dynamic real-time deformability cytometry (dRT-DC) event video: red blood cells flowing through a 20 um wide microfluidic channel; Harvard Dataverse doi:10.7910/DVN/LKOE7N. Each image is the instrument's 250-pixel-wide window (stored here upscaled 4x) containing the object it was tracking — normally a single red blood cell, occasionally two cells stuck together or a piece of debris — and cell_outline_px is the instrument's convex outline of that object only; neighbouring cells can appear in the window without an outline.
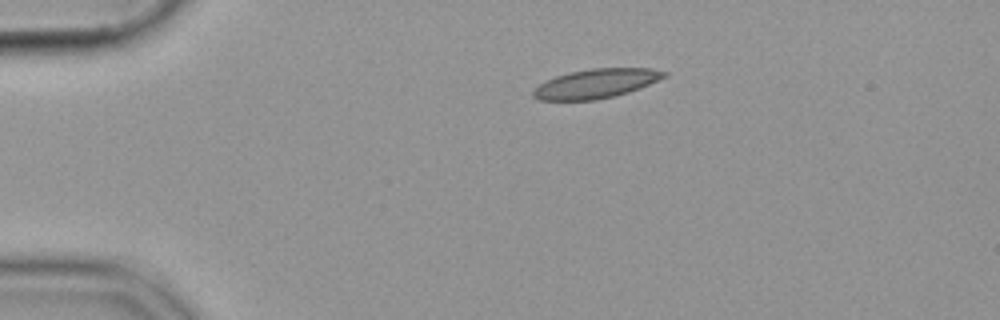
{"species": "common noctule bat (a hibernating species)", "species_latin": "Nyctalus noctula", "temperature_condition": "cold", "stored_images_in_passage": 45, "camera_frame_rate_fps": 3000, "um_per_image_px": 0.085, "animal": {"sex": "female", "body_mass_g": 19.9}, "frame": {"image": 1, "passage_image": 1, "time_ms": 0.0, "image_size_px": [1000, 320], "cell_outline_px": [[668, 76], [640, 88], [628, 92], [596, 100], [540, 100], [532, 96], [532, 92], [540, 84], [556, 76], [568, 72], [592, 68], [652, 68], [668, 72]], "centroid_in_image_um": [50.7, 7.09], "position_along_channel_um": 34.3, "area_um2": 22.25}}
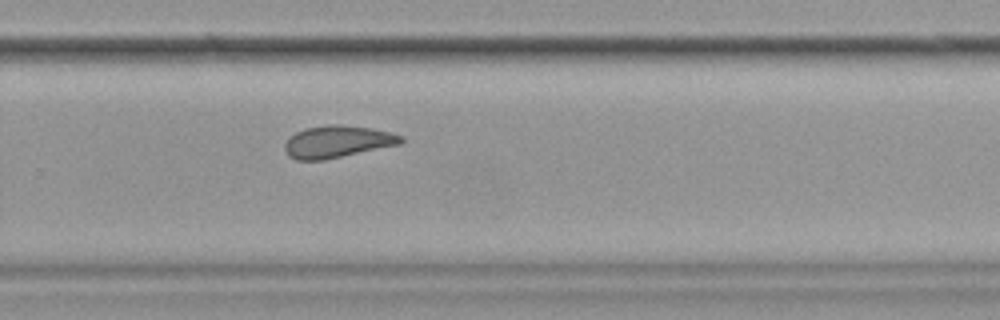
{"frame": {"image": 2, "passage_image": 27, "time_ms": 8.667, "image_size_px": [1000, 320], "cell_outline_px": [[404, 140], [400, 144], [324, 160], [296, 160], [288, 156], [284, 148], [284, 144], [296, 132], [304, 128], [328, 124], [340, 124], [368, 128], [392, 132], [404, 136]], "centroid_in_image_um": [28.68, 12.04], "position_along_channel_um": 301.1, "area_um2": 21.73}}
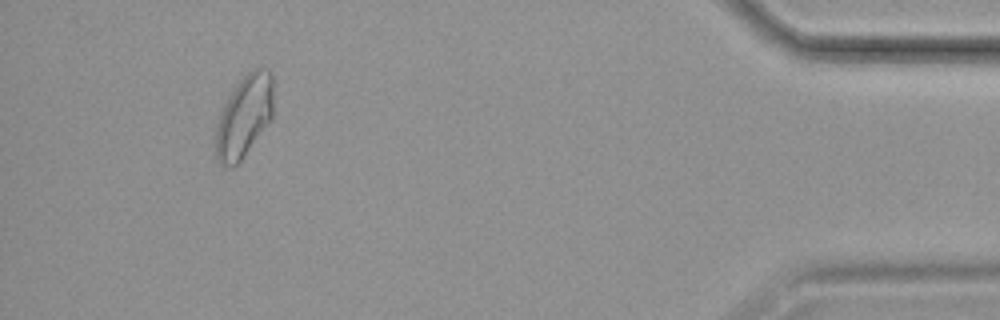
{"frame": {"image": 3, "passage_image": 41, "time_ms": 13.333, "image_size_px": [1000, 320], "cell_outline_px": [[272, 120], [240, 164], [232, 168], [220, 164], [216, 160], [216, 128], [220, 112], [232, 88], [248, 72], [260, 64], [268, 68], [272, 72]], "centroid_in_image_um": [20.77, 9.91], "position_along_channel_um": 414.4, "area_um2": 28.38}}